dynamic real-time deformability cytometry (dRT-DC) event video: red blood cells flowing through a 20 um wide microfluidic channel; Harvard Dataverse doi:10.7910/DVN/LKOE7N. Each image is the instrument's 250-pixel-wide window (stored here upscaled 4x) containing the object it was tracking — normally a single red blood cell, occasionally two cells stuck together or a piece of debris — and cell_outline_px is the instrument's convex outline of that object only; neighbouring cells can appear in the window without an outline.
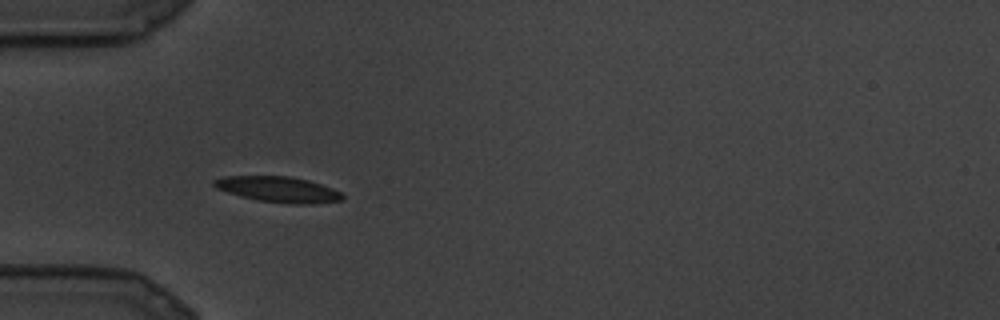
{"species": "common noctule bat (a hibernating species)", "species_latin": "Nyctalus noctula", "temperature_condition": "cold", "stored_images_in_passage": 9, "camera_frame_rate_fps": 3000, "um_per_image_px": 0.085, "animal": {"sex": "male", "body_mass_g": 19.5, "forearm_length_mm": 54.6}, "frame": {"image": 1, "passage_image": 1, "time_ms": 0.0, "image_size_px": [1000, 320], "cell_outline_px": [[344, 200], [312, 204], [292, 204], [256, 200], [240, 196], [216, 188], [212, 184], [212, 180], [224, 176], [288, 176], [308, 180], [332, 188], [340, 192], [344, 196]], "centroid_in_image_um": [23.65, 16.1], "position_along_channel_um": 61.4, "area_um2": 19.25}}
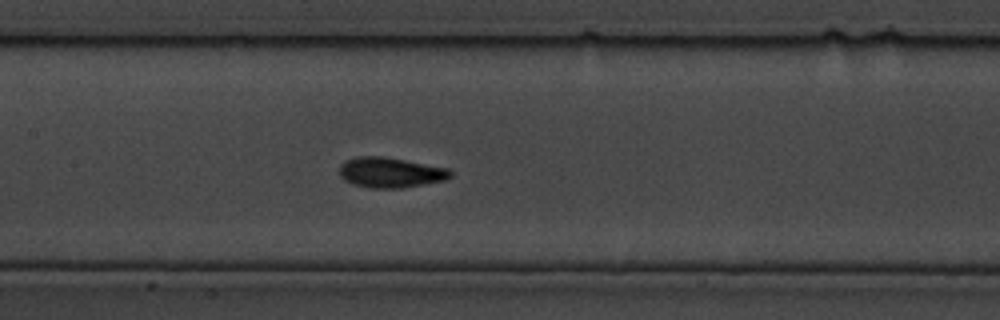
{"frame": {"image": 2, "passage_image": 6, "time_ms": 1.667, "image_size_px": [1000, 320], "cell_outline_px": [[452, 176], [444, 180], [400, 188], [372, 188], [352, 184], [344, 180], [340, 176], [340, 164], [344, 160], [356, 156], [384, 156], [448, 168], [452, 172]], "centroid_in_image_um": [33.15, 14.65], "position_along_channel_um": 174.3, "area_um2": 19.59}}
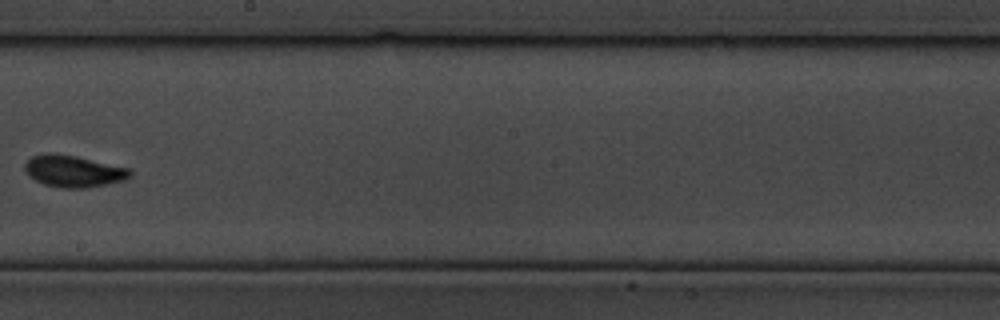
{"frame": {"image": 3, "passage_image": 8, "time_ms": 2.333, "image_size_px": [1000, 320], "cell_outline_px": [[132, 176], [124, 180], [88, 188], [60, 188], [44, 184], [36, 180], [24, 168], [24, 164], [32, 156], [44, 152], [56, 152], [76, 156], [128, 168], [132, 172]], "centroid_in_image_um": [6.24, 14.54], "position_along_channel_um": 242.0, "area_um2": 19.48}}